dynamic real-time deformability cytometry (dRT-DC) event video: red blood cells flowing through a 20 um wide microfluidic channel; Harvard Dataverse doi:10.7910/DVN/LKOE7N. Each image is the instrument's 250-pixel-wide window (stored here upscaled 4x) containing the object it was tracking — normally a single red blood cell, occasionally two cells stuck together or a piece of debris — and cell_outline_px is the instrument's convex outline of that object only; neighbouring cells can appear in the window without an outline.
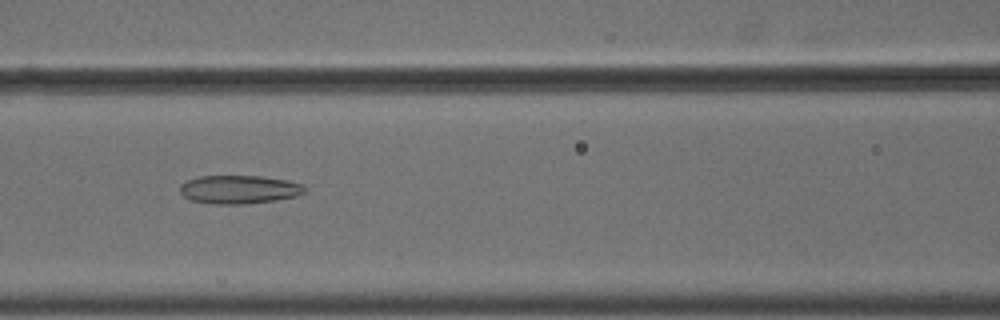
{"species": "common noctule bat (a hibernating species)", "species_latin": "Nyctalus noctula", "temperature_condition": "cold", "stored_images_in_passage": 56, "camera_frame_rate_fps": 3000, "um_per_image_px": 0.085, "animal": {"sex": "male", "body_mass_g": 18.8}, "frame": {"image": 1, "passage_image": 26, "time_ms": 8.333, "image_size_px": [1000, 320], "cell_outline_px": [[308, 188], [304, 192], [296, 196], [276, 200], [248, 204], [212, 204], [192, 200], [184, 196], [180, 192], [180, 184], [188, 180], [200, 176], [260, 176], [288, 180], [304, 184]], "centroid_in_image_um": [20.36, 16.1], "position_along_channel_um": 146.2, "area_um2": 20.81}}
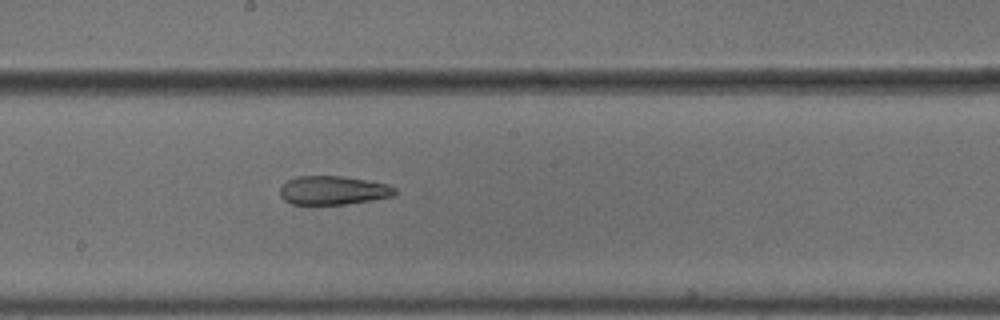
{"frame": {"image": 2, "passage_image": 32, "time_ms": 10.333, "image_size_px": [1000, 320], "cell_outline_px": [[396, 196], [348, 204], [292, 204], [284, 200], [280, 196], [280, 188], [288, 180], [296, 176], [340, 176], [388, 184], [396, 188]], "centroid_in_image_um": [28.33, 16.18], "position_along_channel_um": 219.9, "area_um2": 19.25}}
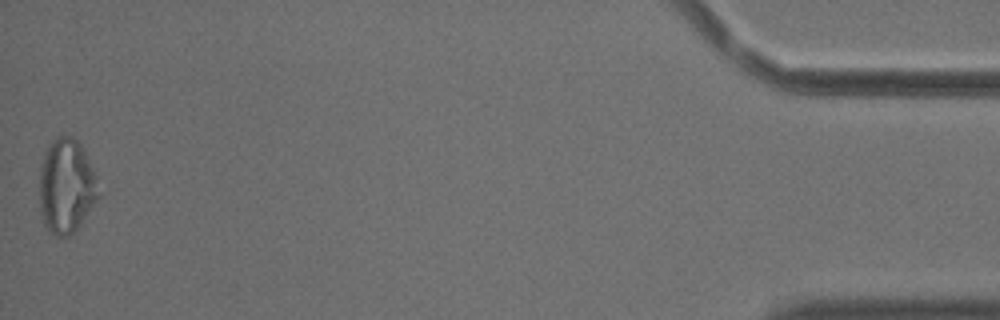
{"frame": {"image": 3, "passage_image": 56, "time_ms": 18.333, "image_size_px": [1000, 320], "cell_outline_px": [[96, 200], [80, 224], [68, 236], [56, 236], [48, 232], [44, 224], [40, 212], [40, 164], [44, 152], [48, 144], [56, 136], [72, 136], [80, 144], [96, 176]], "centroid_in_image_um": [5.58, 15.81], "position_along_channel_um": 429.6, "area_um2": 32.08}, "authors_computed_cell_mechanics": {"area_um2": 26.4724, "velocity_mm_per_s": 3.6915, "shape_relaxation_time_tau1_ms": null, "shape_relaxation_time_tau2_ms": 5.2336, "deformation_change_tau1": null, "deformation_change_tau2": 0.1493}}